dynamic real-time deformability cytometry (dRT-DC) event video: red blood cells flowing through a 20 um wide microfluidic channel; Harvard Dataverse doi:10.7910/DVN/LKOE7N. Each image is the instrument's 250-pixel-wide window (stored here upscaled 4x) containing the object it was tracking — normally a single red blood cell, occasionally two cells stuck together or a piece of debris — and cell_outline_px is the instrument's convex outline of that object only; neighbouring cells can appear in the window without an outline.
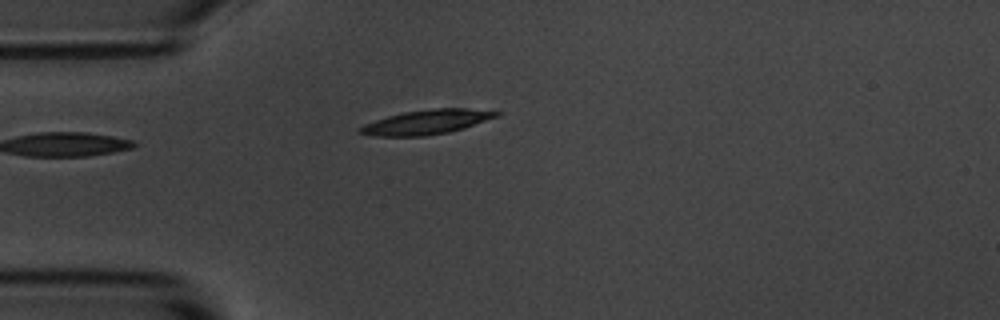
{"species": "common noctule bat (a hibernating species)", "species_latin": "Nyctalus noctula", "temperature_condition": "room temperature", "stored_images_in_passage": 7, "camera_frame_rate_fps": 3000, "um_per_image_px": 0.085, "animal": {"sex": "male", "body_mass_g": 20.1, "forearm_length_mm": 53.5}, "frame": {"image": 1, "passage_image": 4, "time_ms": 3.667, "image_size_px": [1000, 320], "cell_outline_px": [[500, 116], [464, 128], [448, 132], [424, 136], [376, 136], [360, 132], [356, 128], [364, 124], [388, 116], [404, 112], [432, 108], [464, 108], [500, 112]], "centroid_in_image_um": [36.27, 10.37], "position_along_channel_um": 48.7, "area_um2": 19.31}}
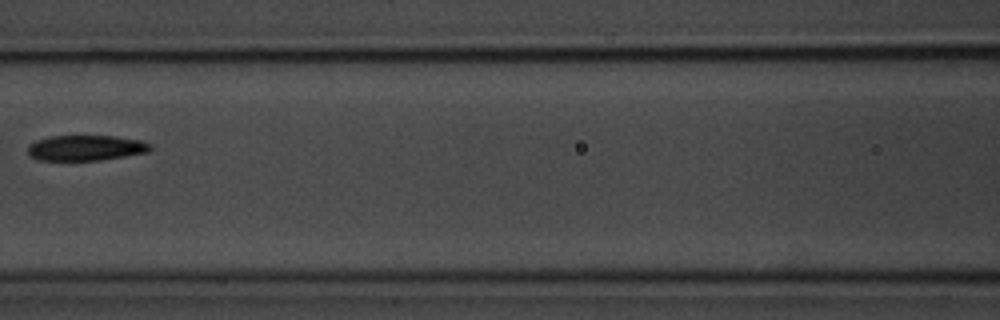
{"frame": {"image": 2, "passage_image": 7, "time_ms": 7.0, "image_size_px": [1000, 320], "cell_outline_px": [[152, 148], [148, 152], [100, 160], [36, 160], [28, 156], [28, 144], [36, 140], [52, 136], [116, 136], [140, 140], [152, 144]], "centroid_in_image_um": [7.27, 12.57], "position_along_channel_um": 159.3, "area_um2": 18.26}}